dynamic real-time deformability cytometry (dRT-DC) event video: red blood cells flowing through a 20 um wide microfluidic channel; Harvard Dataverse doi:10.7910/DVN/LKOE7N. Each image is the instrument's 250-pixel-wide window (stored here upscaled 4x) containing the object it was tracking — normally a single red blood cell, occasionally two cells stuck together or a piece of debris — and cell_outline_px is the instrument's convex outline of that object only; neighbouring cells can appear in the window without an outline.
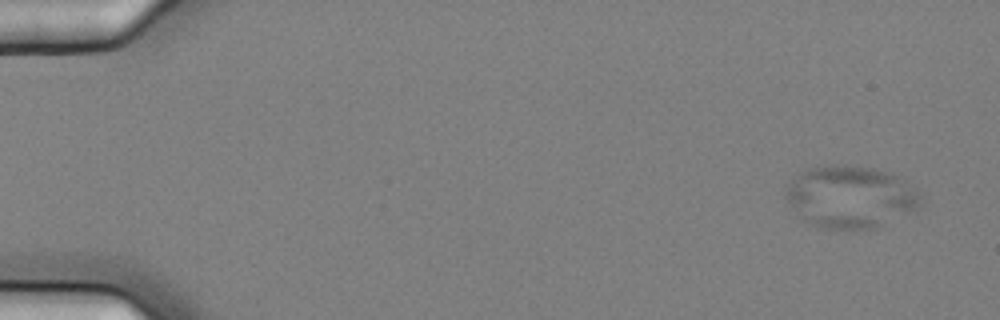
{"species": "common noctule bat (a hibernating species)", "species_latin": "Nyctalus noctula", "temperature_condition": "cold", "stored_images_in_passage": 6, "camera_frame_rate_fps": 3000, "um_per_image_px": 0.085, "animal": {"sex": "female", "body_mass_g": 25.1}, "frame": {"image": 1, "passage_image": 2, "time_ms": 0.333, "image_size_px": [1000, 320], "cell_outline_px": [[924, 196], [920, 208], [872, 228], [824, 228], [800, 220], [784, 196], [784, 192], [788, 184], [800, 172], [816, 164], [844, 164], [876, 168], [892, 172], [916, 188]], "centroid_in_image_um": [72.28, 16.69], "position_along_channel_um": 12.7, "area_um2": 49.59}}
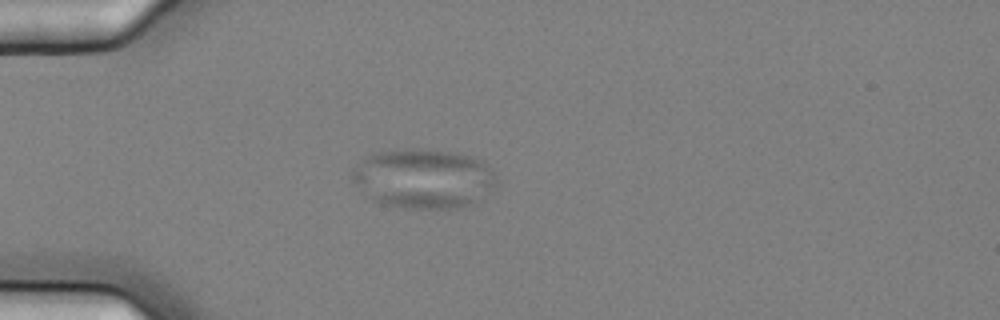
{"frame": {"image": 2, "passage_image": 5, "time_ms": 1.333, "image_size_px": [1000, 320], "cell_outline_px": [[500, 184], [472, 204], [460, 208], [408, 208], [380, 204], [372, 200], [360, 192], [352, 180], [352, 168], [372, 152], [404, 148], [428, 148], [452, 152], [472, 156], [484, 160], [496, 176]], "centroid_in_image_um": [35.99, 15.16], "position_along_channel_um": 49.0, "area_um2": 51.15}}